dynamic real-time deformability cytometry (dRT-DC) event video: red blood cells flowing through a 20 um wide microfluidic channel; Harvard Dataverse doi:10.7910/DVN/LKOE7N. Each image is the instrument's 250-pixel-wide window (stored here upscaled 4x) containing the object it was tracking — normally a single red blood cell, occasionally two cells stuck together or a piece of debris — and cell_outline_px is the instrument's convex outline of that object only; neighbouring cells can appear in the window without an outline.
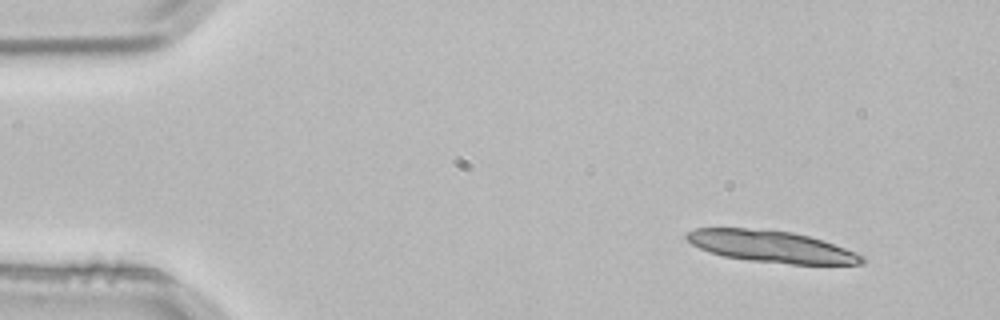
{"species": "common noctule bat (a hibernating species)", "species_latin": "Nyctalus noctula", "temperature_condition": "room temperature", "stored_images_in_passage": 3, "camera_frame_rate_fps": 3000, "um_per_image_px": 0.085, "animal": {"sex": "male", "body_mass_g": 21.5, "forearm_length_mm": 52.0}, "frame": {"image": 1, "passage_image": 1, "time_ms": 0.0, "image_size_px": [1000, 320], "cell_outline_px": [[868, 260], [864, 264], [792, 264], [748, 260], [724, 256], [700, 248], [692, 244], [684, 236], [688, 232], [696, 228], [764, 228], [792, 232], [808, 236], [856, 252], [864, 256]], "centroid_in_image_um": [65.58, 20.95], "position_along_channel_um": 19.4, "area_um2": 32.31}}